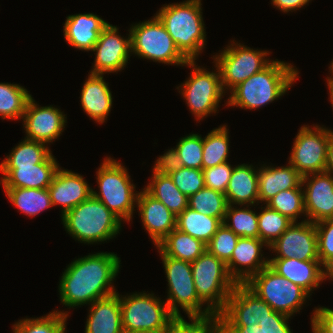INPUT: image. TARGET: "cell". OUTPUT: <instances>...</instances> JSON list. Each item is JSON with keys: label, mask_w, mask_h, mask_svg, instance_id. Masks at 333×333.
I'll use <instances>...</instances> for the list:
<instances>
[{"label": "cell", "mask_w": 333, "mask_h": 333, "mask_svg": "<svg viewBox=\"0 0 333 333\" xmlns=\"http://www.w3.org/2000/svg\"><path fill=\"white\" fill-rule=\"evenodd\" d=\"M259 208L262 209L258 214L259 239L269 247L293 222L266 204Z\"/></svg>", "instance_id": "ab89813d"}, {"label": "cell", "mask_w": 333, "mask_h": 333, "mask_svg": "<svg viewBox=\"0 0 333 333\" xmlns=\"http://www.w3.org/2000/svg\"><path fill=\"white\" fill-rule=\"evenodd\" d=\"M47 189L52 206H62L61 216L92 196V188L81 174L61 167Z\"/></svg>", "instance_id": "44dd1931"}, {"label": "cell", "mask_w": 333, "mask_h": 333, "mask_svg": "<svg viewBox=\"0 0 333 333\" xmlns=\"http://www.w3.org/2000/svg\"><path fill=\"white\" fill-rule=\"evenodd\" d=\"M187 322L184 317L175 318L166 333H222L218 315L209 317H191Z\"/></svg>", "instance_id": "b9f144b4"}, {"label": "cell", "mask_w": 333, "mask_h": 333, "mask_svg": "<svg viewBox=\"0 0 333 333\" xmlns=\"http://www.w3.org/2000/svg\"><path fill=\"white\" fill-rule=\"evenodd\" d=\"M312 0H271V4L284 13L293 12L303 8Z\"/></svg>", "instance_id": "f907efd6"}, {"label": "cell", "mask_w": 333, "mask_h": 333, "mask_svg": "<svg viewBox=\"0 0 333 333\" xmlns=\"http://www.w3.org/2000/svg\"><path fill=\"white\" fill-rule=\"evenodd\" d=\"M329 68L332 75L330 77H327V81L333 82V61H331V65L329 66Z\"/></svg>", "instance_id": "11a10c76"}, {"label": "cell", "mask_w": 333, "mask_h": 333, "mask_svg": "<svg viewBox=\"0 0 333 333\" xmlns=\"http://www.w3.org/2000/svg\"><path fill=\"white\" fill-rule=\"evenodd\" d=\"M268 249L277 253L273 258L319 260L315 223L308 220L293 222Z\"/></svg>", "instance_id": "e0dca14e"}, {"label": "cell", "mask_w": 333, "mask_h": 333, "mask_svg": "<svg viewBox=\"0 0 333 333\" xmlns=\"http://www.w3.org/2000/svg\"><path fill=\"white\" fill-rule=\"evenodd\" d=\"M258 171L252 164L244 163L233 168L225 192L229 205H259Z\"/></svg>", "instance_id": "4316f807"}, {"label": "cell", "mask_w": 333, "mask_h": 333, "mask_svg": "<svg viewBox=\"0 0 333 333\" xmlns=\"http://www.w3.org/2000/svg\"><path fill=\"white\" fill-rule=\"evenodd\" d=\"M169 175L177 188L187 197L205 187L202 169L181 167Z\"/></svg>", "instance_id": "f6af8a7d"}, {"label": "cell", "mask_w": 333, "mask_h": 333, "mask_svg": "<svg viewBox=\"0 0 333 333\" xmlns=\"http://www.w3.org/2000/svg\"><path fill=\"white\" fill-rule=\"evenodd\" d=\"M59 164L51 153L42 163L32 166H0L3 188H48L59 169Z\"/></svg>", "instance_id": "ffe728a7"}, {"label": "cell", "mask_w": 333, "mask_h": 333, "mask_svg": "<svg viewBox=\"0 0 333 333\" xmlns=\"http://www.w3.org/2000/svg\"><path fill=\"white\" fill-rule=\"evenodd\" d=\"M196 293L207 307L219 315L237 283L230 276L227 265L207 250L191 263Z\"/></svg>", "instance_id": "52a82bcc"}, {"label": "cell", "mask_w": 333, "mask_h": 333, "mask_svg": "<svg viewBox=\"0 0 333 333\" xmlns=\"http://www.w3.org/2000/svg\"><path fill=\"white\" fill-rule=\"evenodd\" d=\"M233 166L227 162L208 169H202L205 187L225 194Z\"/></svg>", "instance_id": "bcb514c9"}, {"label": "cell", "mask_w": 333, "mask_h": 333, "mask_svg": "<svg viewBox=\"0 0 333 333\" xmlns=\"http://www.w3.org/2000/svg\"><path fill=\"white\" fill-rule=\"evenodd\" d=\"M151 179L143 189L161 201L174 215L178 216L188 207V197L177 188L170 175L153 173Z\"/></svg>", "instance_id": "f546056e"}, {"label": "cell", "mask_w": 333, "mask_h": 333, "mask_svg": "<svg viewBox=\"0 0 333 333\" xmlns=\"http://www.w3.org/2000/svg\"><path fill=\"white\" fill-rule=\"evenodd\" d=\"M315 226L318 258L328 270L327 278L333 280V219L317 222Z\"/></svg>", "instance_id": "60d3db41"}, {"label": "cell", "mask_w": 333, "mask_h": 333, "mask_svg": "<svg viewBox=\"0 0 333 333\" xmlns=\"http://www.w3.org/2000/svg\"><path fill=\"white\" fill-rule=\"evenodd\" d=\"M268 247L259 238L239 237L230 260L226 263L230 276L237 284H245L252 276L269 265L262 248ZM267 258V259H266Z\"/></svg>", "instance_id": "d6986e66"}, {"label": "cell", "mask_w": 333, "mask_h": 333, "mask_svg": "<svg viewBox=\"0 0 333 333\" xmlns=\"http://www.w3.org/2000/svg\"><path fill=\"white\" fill-rule=\"evenodd\" d=\"M128 31L131 35V55L181 67L189 61L156 15L144 22L135 23Z\"/></svg>", "instance_id": "9c48e42d"}, {"label": "cell", "mask_w": 333, "mask_h": 333, "mask_svg": "<svg viewBox=\"0 0 333 333\" xmlns=\"http://www.w3.org/2000/svg\"><path fill=\"white\" fill-rule=\"evenodd\" d=\"M109 25L96 14L84 13L69 15L64 23V38L75 49L91 51L100 33Z\"/></svg>", "instance_id": "cb8c5ba5"}, {"label": "cell", "mask_w": 333, "mask_h": 333, "mask_svg": "<svg viewBox=\"0 0 333 333\" xmlns=\"http://www.w3.org/2000/svg\"><path fill=\"white\" fill-rule=\"evenodd\" d=\"M119 28L109 25L100 33L99 39L91 50L95 53L91 74L117 73L126 67L131 54L130 31L127 38L118 34Z\"/></svg>", "instance_id": "9a60e30c"}, {"label": "cell", "mask_w": 333, "mask_h": 333, "mask_svg": "<svg viewBox=\"0 0 333 333\" xmlns=\"http://www.w3.org/2000/svg\"><path fill=\"white\" fill-rule=\"evenodd\" d=\"M9 201L26 216H36L52 206L47 188H3Z\"/></svg>", "instance_id": "1f68e13d"}, {"label": "cell", "mask_w": 333, "mask_h": 333, "mask_svg": "<svg viewBox=\"0 0 333 333\" xmlns=\"http://www.w3.org/2000/svg\"><path fill=\"white\" fill-rule=\"evenodd\" d=\"M136 207L143 227L155 246L176 228L177 216L144 189L138 194Z\"/></svg>", "instance_id": "603a6c76"}, {"label": "cell", "mask_w": 333, "mask_h": 333, "mask_svg": "<svg viewBox=\"0 0 333 333\" xmlns=\"http://www.w3.org/2000/svg\"><path fill=\"white\" fill-rule=\"evenodd\" d=\"M120 262L114 252H96L72 261L59 282L61 303L68 309L81 307L117 293L112 284Z\"/></svg>", "instance_id": "6da1fadb"}, {"label": "cell", "mask_w": 333, "mask_h": 333, "mask_svg": "<svg viewBox=\"0 0 333 333\" xmlns=\"http://www.w3.org/2000/svg\"><path fill=\"white\" fill-rule=\"evenodd\" d=\"M228 203L225 194L204 187L188 197V207L207 216L216 217L222 223Z\"/></svg>", "instance_id": "74e56055"}, {"label": "cell", "mask_w": 333, "mask_h": 333, "mask_svg": "<svg viewBox=\"0 0 333 333\" xmlns=\"http://www.w3.org/2000/svg\"><path fill=\"white\" fill-rule=\"evenodd\" d=\"M181 167H183L182 162L178 157L175 147H173L157 158L152 173L169 175Z\"/></svg>", "instance_id": "681fc988"}, {"label": "cell", "mask_w": 333, "mask_h": 333, "mask_svg": "<svg viewBox=\"0 0 333 333\" xmlns=\"http://www.w3.org/2000/svg\"><path fill=\"white\" fill-rule=\"evenodd\" d=\"M222 333H265L258 324L252 326H221Z\"/></svg>", "instance_id": "816d5d0a"}, {"label": "cell", "mask_w": 333, "mask_h": 333, "mask_svg": "<svg viewBox=\"0 0 333 333\" xmlns=\"http://www.w3.org/2000/svg\"><path fill=\"white\" fill-rule=\"evenodd\" d=\"M68 313L53 310L44 317L20 319L13 325V333H65Z\"/></svg>", "instance_id": "d590c367"}, {"label": "cell", "mask_w": 333, "mask_h": 333, "mask_svg": "<svg viewBox=\"0 0 333 333\" xmlns=\"http://www.w3.org/2000/svg\"><path fill=\"white\" fill-rule=\"evenodd\" d=\"M303 176L288 162L287 166L273 167L264 164L258 171L259 203H266L280 191L299 188Z\"/></svg>", "instance_id": "484cf974"}, {"label": "cell", "mask_w": 333, "mask_h": 333, "mask_svg": "<svg viewBox=\"0 0 333 333\" xmlns=\"http://www.w3.org/2000/svg\"><path fill=\"white\" fill-rule=\"evenodd\" d=\"M245 285L274 311L289 317L300 312L310 297L303 288L279 275L269 265L252 276Z\"/></svg>", "instance_id": "30bf717a"}, {"label": "cell", "mask_w": 333, "mask_h": 333, "mask_svg": "<svg viewBox=\"0 0 333 333\" xmlns=\"http://www.w3.org/2000/svg\"><path fill=\"white\" fill-rule=\"evenodd\" d=\"M269 266L279 275L303 288L309 295L327 280L328 270L319 260L302 261L298 258H271ZM323 267V268H322Z\"/></svg>", "instance_id": "7402d4cb"}, {"label": "cell", "mask_w": 333, "mask_h": 333, "mask_svg": "<svg viewBox=\"0 0 333 333\" xmlns=\"http://www.w3.org/2000/svg\"><path fill=\"white\" fill-rule=\"evenodd\" d=\"M241 208L228 204L223 223L239 237L259 238L258 213L249 205Z\"/></svg>", "instance_id": "8d00e7d4"}, {"label": "cell", "mask_w": 333, "mask_h": 333, "mask_svg": "<svg viewBox=\"0 0 333 333\" xmlns=\"http://www.w3.org/2000/svg\"><path fill=\"white\" fill-rule=\"evenodd\" d=\"M265 204L269 208L276 210L283 216H286L292 222H298V217L300 218V216L303 215V221H306L304 191L302 186L299 188L280 191Z\"/></svg>", "instance_id": "f35d334b"}, {"label": "cell", "mask_w": 333, "mask_h": 333, "mask_svg": "<svg viewBox=\"0 0 333 333\" xmlns=\"http://www.w3.org/2000/svg\"><path fill=\"white\" fill-rule=\"evenodd\" d=\"M274 310L245 284H237L218 315L221 326H252Z\"/></svg>", "instance_id": "5bb4252c"}, {"label": "cell", "mask_w": 333, "mask_h": 333, "mask_svg": "<svg viewBox=\"0 0 333 333\" xmlns=\"http://www.w3.org/2000/svg\"><path fill=\"white\" fill-rule=\"evenodd\" d=\"M66 118V114L53 105L39 107L31 96L22 117L25 138L47 145L53 143L64 131Z\"/></svg>", "instance_id": "2e32d148"}, {"label": "cell", "mask_w": 333, "mask_h": 333, "mask_svg": "<svg viewBox=\"0 0 333 333\" xmlns=\"http://www.w3.org/2000/svg\"><path fill=\"white\" fill-rule=\"evenodd\" d=\"M238 239L239 236L222 223L206 245V250L210 254L215 255L218 259L227 263L232 256V252L236 247Z\"/></svg>", "instance_id": "ee69618b"}, {"label": "cell", "mask_w": 333, "mask_h": 333, "mask_svg": "<svg viewBox=\"0 0 333 333\" xmlns=\"http://www.w3.org/2000/svg\"><path fill=\"white\" fill-rule=\"evenodd\" d=\"M51 153L47 144L25 138L2 160L0 166H32L42 163Z\"/></svg>", "instance_id": "e575fe53"}, {"label": "cell", "mask_w": 333, "mask_h": 333, "mask_svg": "<svg viewBox=\"0 0 333 333\" xmlns=\"http://www.w3.org/2000/svg\"><path fill=\"white\" fill-rule=\"evenodd\" d=\"M201 0H186L161 7L156 16L188 60H197L206 46Z\"/></svg>", "instance_id": "3957f363"}, {"label": "cell", "mask_w": 333, "mask_h": 333, "mask_svg": "<svg viewBox=\"0 0 333 333\" xmlns=\"http://www.w3.org/2000/svg\"><path fill=\"white\" fill-rule=\"evenodd\" d=\"M161 255L164 271L168 281L167 306L169 311L176 317H183L180 308L191 317H209L215 315L199 299L193 280L191 263L164 255Z\"/></svg>", "instance_id": "ba28073f"}, {"label": "cell", "mask_w": 333, "mask_h": 333, "mask_svg": "<svg viewBox=\"0 0 333 333\" xmlns=\"http://www.w3.org/2000/svg\"><path fill=\"white\" fill-rule=\"evenodd\" d=\"M330 129L303 125L295 137L289 163L302 175L324 172Z\"/></svg>", "instance_id": "4fadbf2b"}, {"label": "cell", "mask_w": 333, "mask_h": 333, "mask_svg": "<svg viewBox=\"0 0 333 333\" xmlns=\"http://www.w3.org/2000/svg\"><path fill=\"white\" fill-rule=\"evenodd\" d=\"M302 187L306 220L317 223L333 219V175L326 171L305 175Z\"/></svg>", "instance_id": "ac0fdd59"}, {"label": "cell", "mask_w": 333, "mask_h": 333, "mask_svg": "<svg viewBox=\"0 0 333 333\" xmlns=\"http://www.w3.org/2000/svg\"><path fill=\"white\" fill-rule=\"evenodd\" d=\"M156 248L166 256L192 263L206 251V244L175 228Z\"/></svg>", "instance_id": "f1b7e54d"}, {"label": "cell", "mask_w": 333, "mask_h": 333, "mask_svg": "<svg viewBox=\"0 0 333 333\" xmlns=\"http://www.w3.org/2000/svg\"><path fill=\"white\" fill-rule=\"evenodd\" d=\"M326 172H329L333 175V131L330 129V137L327 148V159H326Z\"/></svg>", "instance_id": "f5cc1de1"}, {"label": "cell", "mask_w": 333, "mask_h": 333, "mask_svg": "<svg viewBox=\"0 0 333 333\" xmlns=\"http://www.w3.org/2000/svg\"><path fill=\"white\" fill-rule=\"evenodd\" d=\"M185 66L192 69L191 75L176 89L186 101L187 106L197 120H202L208 115L218 111L219 102L225 95L223 90L220 71L215 64V71H208L196 65L195 60H189ZM180 88V89H179Z\"/></svg>", "instance_id": "8fae6325"}, {"label": "cell", "mask_w": 333, "mask_h": 333, "mask_svg": "<svg viewBox=\"0 0 333 333\" xmlns=\"http://www.w3.org/2000/svg\"><path fill=\"white\" fill-rule=\"evenodd\" d=\"M311 327L313 333H333V309L318 307L313 310Z\"/></svg>", "instance_id": "c3c4849f"}, {"label": "cell", "mask_w": 333, "mask_h": 333, "mask_svg": "<svg viewBox=\"0 0 333 333\" xmlns=\"http://www.w3.org/2000/svg\"><path fill=\"white\" fill-rule=\"evenodd\" d=\"M227 126L221 125L211 130L203 138V169L212 168L228 161L229 157V132Z\"/></svg>", "instance_id": "d6a6232c"}, {"label": "cell", "mask_w": 333, "mask_h": 333, "mask_svg": "<svg viewBox=\"0 0 333 333\" xmlns=\"http://www.w3.org/2000/svg\"><path fill=\"white\" fill-rule=\"evenodd\" d=\"M175 149L183 167L203 169V138L201 135L193 133L180 138Z\"/></svg>", "instance_id": "7bdbcfd3"}, {"label": "cell", "mask_w": 333, "mask_h": 333, "mask_svg": "<svg viewBox=\"0 0 333 333\" xmlns=\"http://www.w3.org/2000/svg\"><path fill=\"white\" fill-rule=\"evenodd\" d=\"M120 296L124 333H166L176 318L167 303L154 293L136 292Z\"/></svg>", "instance_id": "8992f818"}, {"label": "cell", "mask_w": 333, "mask_h": 333, "mask_svg": "<svg viewBox=\"0 0 333 333\" xmlns=\"http://www.w3.org/2000/svg\"><path fill=\"white\" fill-rule=\"evenodd\" d=\"M298 74L292 64L272 60L267 67L236 86L230 92L226 106L256 110L285 95Z\"/></svg>", "instance_id": "7a4b0ae2"}, {"label": "cell", "mask_w": 333, "mask_h": 333, "mask_svg": "<svg viewBox=\"0 0 333 333\" xmlns=\"http://www.w3.org/2000/svg\"><path fill=\"white\" fill-rule=\"evenodd\" d=\"M268 55L269 51L254 50L235 40L219 54L213 55L225 93L228 90L231 92L240 83L267 67L272 62Z\"/></svg>", "instance_id": "7c38bea8"}, {"label": "cell", "mask_w": 333, "mask_h": 333, "mask_svg": "<svg viewBox=\"0 0 333 333\" xmlns=\"http://www.w3.org/2000/svg\"><path fill=\"white\" fill-rule=\"evenodd\" d=\"M97 170L96 182L99 192L92 189V196L121 220L130 222L137 205L139 191H135L136 186L131 182L126 167L120 161L107 156Z\"/></svg>", "instance_id": "5b68a950"}, {"label": "cell", "mask_w": 333, "mask_h": 333, "mask_svg": "<svg viewBox=\"0 0 333 333\" xmlns=\"http://www.w3.org/2000/svg\"><path fill=\"white\" fill-rule=\"evenodd\" d=\"M61 218L67 233L84 244L113 239L120 234L123 222L93 196L68 210Z\"/></svg>", "instance_id": "277c9868"}, {"label": "cell", "mask_w": 333, "mask_h": 333, "mask_svg": "<svg viewBox=\"0 0 333 333\" xmlns=\"http://www.w3.org/2000/svg\"><path fill=\"white\" fill-rule=\"evenodd\" d=\"M327 88L329 90V99L333 107V82L327 81Z\"/></svg>", "instance_id": "db71d44e"}, {"label": "cell", "mask_w": 333, "mask_h": 333, "mask_svg": "<svg viewBox=\"0 0 333 333\" xmlns=\"http://www.w3.org/2000/svg\"><path fill=\"white\" fill-rule=\"evenodd\" d=\"M89 306L85 333H124L118 292Z\"/></svg>", "instance_id": "83f0119b"}, {"label": "cell", "mask_w": 333, "mask_h": 333, "mask_svg": "<svg viewBox=\"0 0 333 333\" xmlns=\"http://www.w3.org/2000/svg\"><path fill=\"white\" fill-rule=\"evenodd\" d=\"M289 316L273 311L269 316L258 322L265 333H293L289 326ZM288 323V324H287Z\"/></svg>", "instance_id": "7dc6e473"}, {"label": "cell", "mask_w": 333, "mask_h": 333, "mask_svg": "<svg viewBox=\"0 0 333 333\" xmlns=\"http://www.w3.org/2000/svg\"><path fill=\"white\" fill-rule=\"evenodd\" d=\"M82 86L80 103L83 111L99 124L107 120L113 97L103 75L89 73L88 78Z\"/></svg>", "instance_id": "d4e9b609"}, {"label": "cell", "mask_w": 333, "mask_h": 333, "mask_svg": "<svg viewBox=\"0 0 333 333\" xmlns=\"http://www.w3.org/2000/svg\"><path fill=\"white\" fill-rule=\"evenodd\" d=\"M31 94L19 84L0 83V116L5 119H22Z\"/></svg>", "instance_id": "836d02e7"}, {"label": "cell", "mask_w": 333, "mask_h": 333, "mask_svg": "<svg viewBox=\"0 0 333 333\" xmlns=\"http://www.w3.org/2000/svg\"><path fill=\"white\" fill-rule=\"evenodd\" d=\"M221 224L218 218L204 215L189 207L184 209L176 219V229L197 238L206 245Z\"/></svg>", "instance_id": "4dcf8cb0"}]
</instances>
